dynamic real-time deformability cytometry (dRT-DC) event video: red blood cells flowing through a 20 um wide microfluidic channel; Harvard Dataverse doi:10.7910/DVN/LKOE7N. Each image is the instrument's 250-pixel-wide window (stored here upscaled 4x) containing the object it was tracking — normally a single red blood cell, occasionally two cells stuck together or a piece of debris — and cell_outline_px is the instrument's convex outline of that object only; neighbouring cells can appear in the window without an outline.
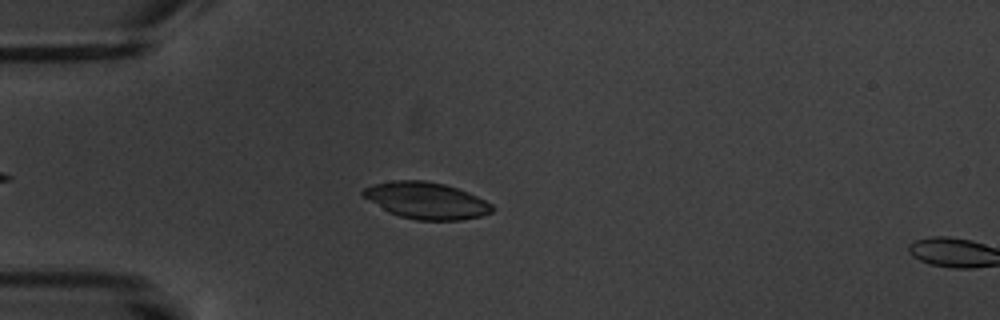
{"species": "common noctule bat (a hibernating species)", "species_latin": "Nyctalus noctula", "temperature_condition": "warm", "stored_images_in_passage": 6, "camera_frame_rate_fps": 3000, "um_per_image_px": 0.085, "animal": {"sex": "male", "body_mass_g": 20.1, "forearm_length_mm": 53.5}, "frame": {"image": 1, "passage_image": 5, "time_ms": 4.667, "image_size_px": [1000, 320], "cell_outline_px": [[496, 208], [492, 212], [480, 216], [460, 220], [416, 220], [400, 216], [388, 212], [364, 196], [360, 192], [364, 188], [372, 184], [392, 180], [424, 180], [444, 184], [468, 192], [492, 204]], "centroid_in_image_um": [36.24, 17.04], "position_along_channel_um": 48.8, "area_um2": 27.46}}